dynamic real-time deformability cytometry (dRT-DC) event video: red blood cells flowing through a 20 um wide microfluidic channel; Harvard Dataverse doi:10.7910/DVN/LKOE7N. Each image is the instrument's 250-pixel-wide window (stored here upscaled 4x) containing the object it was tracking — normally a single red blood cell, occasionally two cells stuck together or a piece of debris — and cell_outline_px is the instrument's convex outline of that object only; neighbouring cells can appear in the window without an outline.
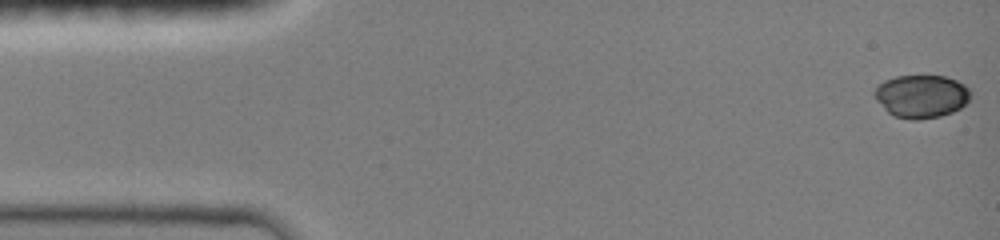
{"species": "common noctule bat (a hibernating species)", "species_latin": "Nyctalus noctula", "temperature_condition": "room temperature", "stored_images_in_passage": 37, "camera_frame_rate_fps": 3000, "um_per_image_px": 0.085, "animal": {"sex": "female", "body_mass_g": 19.0, "forearm_length_mm": 51.5}, "frame": {"image": 1, "passage_image": 1, "time_ms": 0.0, "image_size_px": [1000, 240], "cell_outline_px": [[972, 96], [960, 108], [952, 112], [940, 116], [916, 120], [912, 120], [892, 116], [876, 100], [872, 92], [884, 80], [896, 76], [944, 76], [956, 80], [964, 84], [972, 92]], "centroid_in_image_um": [78.31, 8.18], "position_along_channel_um": 6.7, "area_um2": 24.16}}
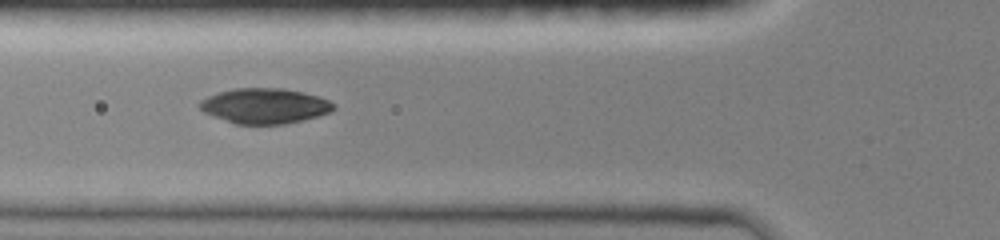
{"frame": {"image": 2, "passage_image": 27, "time_ms": 5.333, "image_size_px": [1000, 240], "cell_outline_px": [[336, 108], [328, 112], [316, 116], [284, 124], [236, 124], [204, 112], [200, 108], [200, 100], [208, 96], [220, 92], [236, 88], [280, 88], [304, 92], [320, 96], [336, 104]], "centroid_in_image_um": [22.52, 8.99], "position_along_channel_um": 103.3, "area_um2": 27.22}}
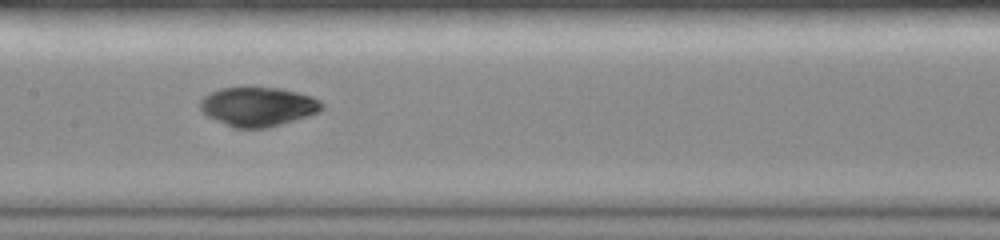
{"frame": {"image": 3, "passage_image": 36, "time_ms": 7.333, "image_size_px": [1000, 240], "cell_outline_px": [[324, 108], [316, 112], [280, 124], [264, 128], [236, 128], [216, 120], [208, 116], [200, 108], [200, 100], [204, 96], [220, 88], [280, 88], [312, 96], [320, 100], [324, 104]], "centroid_in_image_um": [21.92, 9.05], "position_along_channel_um": 185.5, "area_um2": 27.22}}